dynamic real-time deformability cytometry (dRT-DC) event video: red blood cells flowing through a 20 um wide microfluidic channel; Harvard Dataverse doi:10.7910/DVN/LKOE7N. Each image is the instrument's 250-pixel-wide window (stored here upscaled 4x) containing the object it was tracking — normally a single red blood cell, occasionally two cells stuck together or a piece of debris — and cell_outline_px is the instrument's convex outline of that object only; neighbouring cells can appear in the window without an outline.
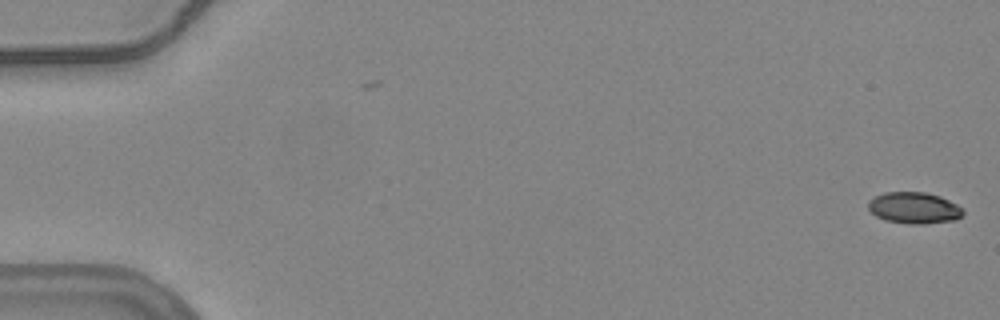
{"species": "common noctule bat (a hibernating species)", "species_latin": "Nyctalus noctula", "temperature_condition": "warm", "stored_images_in_passage": 55, "camera_frame_rate_fps": 3000, "um_per_image_px": 0.085, "animal": {"sex": "female", "body_mass_g": 24.6, "forearm_length_mm": 56.2}, "frame": {"image": 1, "passage_image": 1, "time_ms": 0.0, "image_size_px": [1000, 320], "cell_outline_px": [[964, 212], [956, 220], [920, 224], [912, 224], [884, 220], [876, 216], [868, 208], [868, 200], [884, 192], [924, 192], [940, 196], [964, 208]], "centroid_in_image_um": [77.69, 17.67], "position_along_channel_um": 7.3, "area_um2": 17.34}}
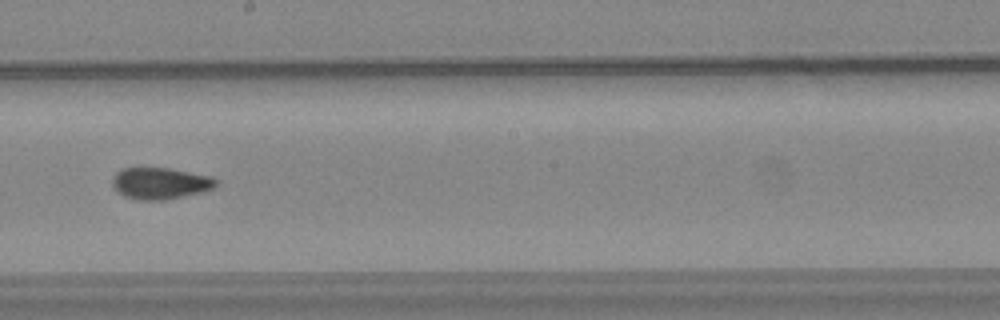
{"frame": {"image": 2, "passage_image": 32, "time_ms": 10.333, "image_size_px": [1000, 320], "cell_outline_px": [[220, 184], [216, 188], [200, 192], [164, 200], [140, 200], [124, 196], [112, 184], [112, 180], [116, 172], [120, 168], [168, 168], [212, 176]], "centroid_in_image_um": [13.65, 15.57], "position_along_channel_um": 234.5, "area_um2": 19.02}}
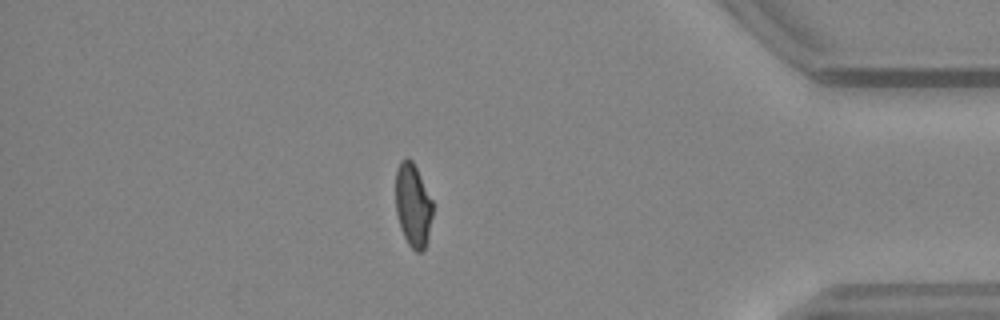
{"frame": {"image": 3, "passage_image": 48, "time_ms": 15.667, "image_size_px": [1000, 320], "cell_outline_px": [[432, 216], [428, 240], [424, 248], [420, 252], [416, 252], [408, 244], [400, 228], [396, 212], [396, 168], [400, 160], [408, 156], [412, 160], [432, 200]], "centroid_in_image_um": [35.09, 17.44], "position_along_channel_um": 400.1, "area_um2": 18.03}, "authors_computed_cell_mechanics": {"area_um2": 18.5538, "velocity_mm_per_s": 3.7865, "shape_relaxation_time_tau1_ms": null, "shape_relaxation_time_tau2_ms": 1.7786, "deformation_change_tau1": null, "deformation_change_tau2": 0.0659}}